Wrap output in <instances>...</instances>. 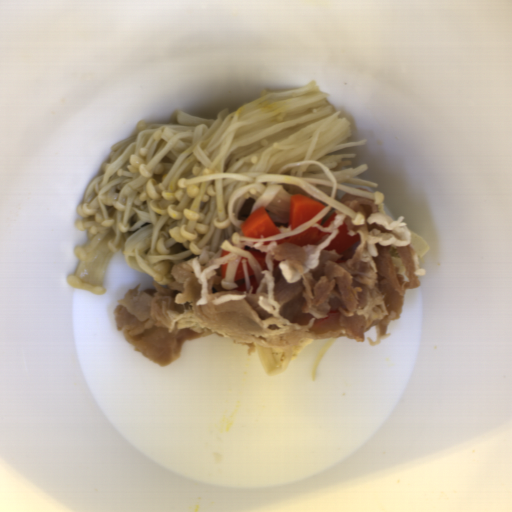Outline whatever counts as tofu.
Here are the masks:
<instances>
[{"label":"tofu","mask_w":512,"mask_h":512,"mask_svg":"<svg viewBox=\"0 0 512 512\" xmlns=\"http://www.w3.org/2000/svg\"><path fill=\"white\" fill-rule=\"evenodd\" d=\"M410 244L414 251V255L420 258H424L430 250V247L424 237L419 233L410 231Z\"/></svg>","instance_id":"obj_1"},{"label":"tofu","mask_w":512,"mask_h":512,"mask_svg":"<svg viewBox=\"0 0 512 512\" xmlns=\"http://www.w3.org/2000/svg\"><path fill=\"white\" fill-rule=\"evenodd\" d=\"M314 338H302L300 340V345L296 347H292V356L291 359L298 357L299 353L309 344L313 342Z\"/></svg>","instance_id":"obj_2"}]
</instances>
